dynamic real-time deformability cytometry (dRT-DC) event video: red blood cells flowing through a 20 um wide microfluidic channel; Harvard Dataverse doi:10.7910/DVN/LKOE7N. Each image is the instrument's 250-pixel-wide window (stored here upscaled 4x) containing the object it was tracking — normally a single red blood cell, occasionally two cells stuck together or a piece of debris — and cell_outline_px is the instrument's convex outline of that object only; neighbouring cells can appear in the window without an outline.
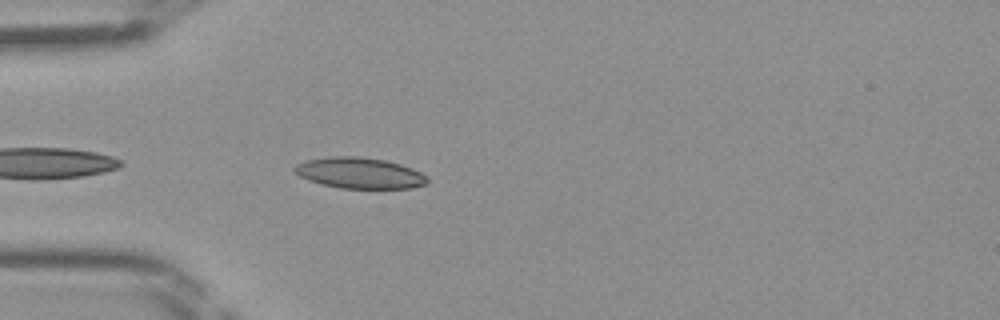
{"species": "Egyptian fruit bat (a non-hibernating species)", "species_latin": "Rousettus aegyptiacus", "temperature_condition": "room temperature", "stored_images_in_passage": 34, "camera_frame_rate_fps": 3000, "um_per_image_px": 0.085, "frame": {"image": 1, "passage_image": 2, "time_ms": 0.333, "image_size_px": [1000, 320], "cell_outline_px": [[428, 184], [412, 188], [340, 188], [320, 184], [308, 180], [300, 176], [292, 168], [296, 164], [308, 160], [332, 156], [356, 156], [384, 160], [400, 164], [412, 168], [420, 172], [428, 180]], "centroid_in_image_um": [30.56, 14.71], "position_along_channel_um": 54.4, "area_um2": 23.81}}
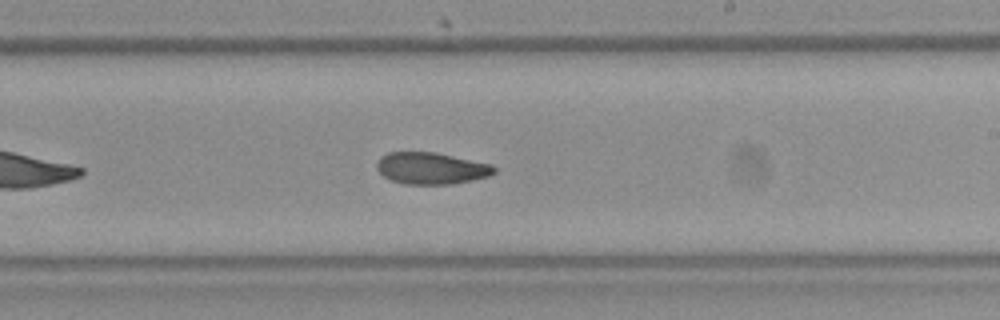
{"frame": {"image": 2, "passage_image": 16, "time_ms": 5.0, "image_size_px": [1000, 320], "cell_outline_px": [[496, 172], [488, 176], [472, 180], [452, 184], [404, 184], [392, 180], [384, 176], [376, 168], [376, 164], [380, 156], [388, 152], [436, 152], [492, 164], [496, 168]], "centroid_in_image_um": [36.66, 14.3], "position_along_channel_um": 252.3, "area_um2": 21.79}}
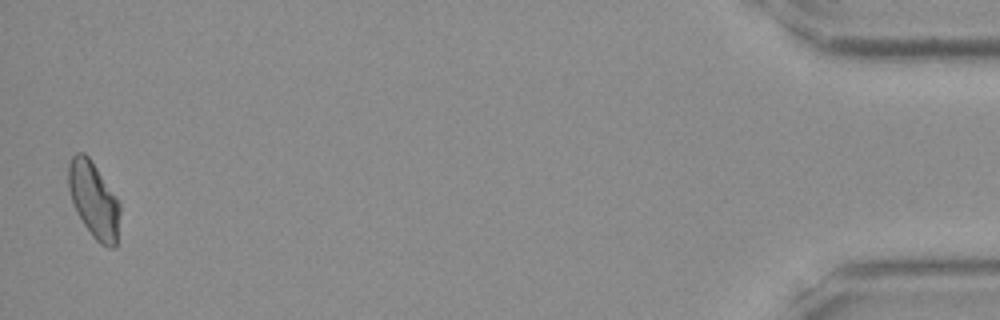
{"frame": {"image": 3, "passage_image": 34, "time_ms": 11.0, "image_size_px": [1000, 320], "cell_outline_px": [[120, 212], [116, 248], [108, 248], [100, 244], [92, 236], [84, 224], [72, 200], [68, 188], [68, 164], [72, 156], [76, 152], [84, 152], [88, 156], [116, 196], [120, 204]], "centroid_in_image_um": [7.98, 17.0], "position_along_channel_um": 427.2, "area_um2": 22.66}}